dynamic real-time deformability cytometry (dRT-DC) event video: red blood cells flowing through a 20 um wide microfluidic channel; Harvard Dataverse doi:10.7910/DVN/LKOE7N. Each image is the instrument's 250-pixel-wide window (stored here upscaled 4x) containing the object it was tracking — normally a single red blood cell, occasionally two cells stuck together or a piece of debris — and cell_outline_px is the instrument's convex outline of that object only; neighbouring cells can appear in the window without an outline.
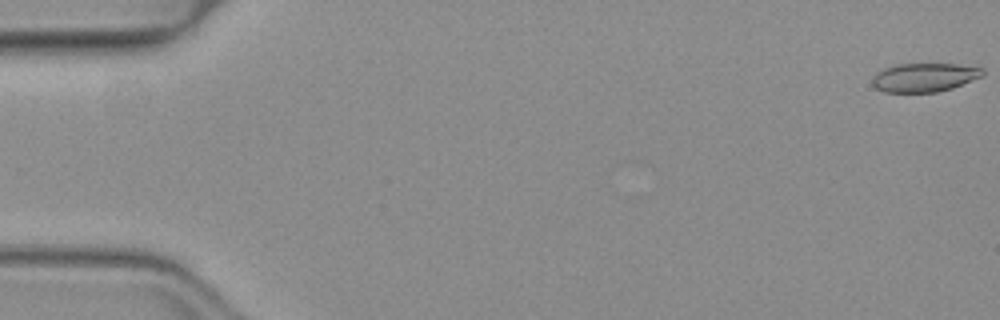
{"species": "common noctule bat (a hibernating species)", "species_latin": "Nyctalus noctula", "temperature_condition": "warm", "stored_images_in_passage": 52, "camera_frame_rate_fps": 3000, "um_per_image_px": 0.085, "animal": {"sex": "female", "body_mass_g": 19.3, "forearm_length_mm": 54.1}, "frame": {"image": 1, "passage_image": 1, "time_ms": 0.0, "image_size_px": [1000, 320], "cell_outline_px": [[984, 76], [952, 88], [936, 92], [884, 92], [876, 88], [872, 84], [872, 76], [876, 72], [884, 68], [896, 64], [956, 64], [980, 68], [984, 72]], "centroid_in_image_um": [78.54, 6.58], "position_along_channel_um": 6.5, "area_um2": 18.5}}
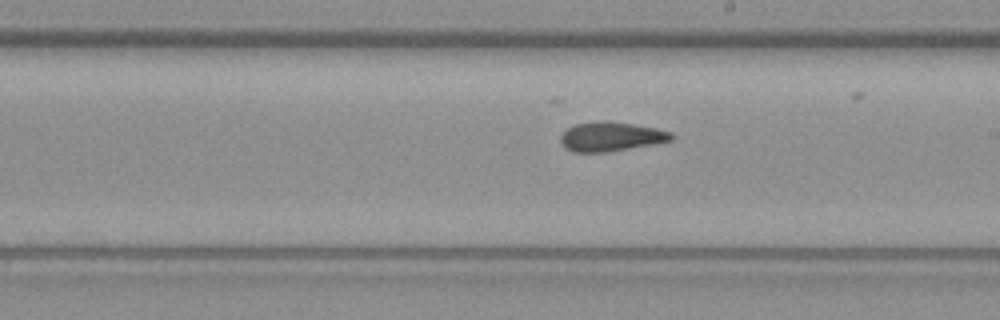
{"frame": {"image": 2, "passage_image": 30, "time_ms": 9.667, "image_size_px": [1000, 320], "cell_outline_px": [[672, 140], [652, 144], [604, 152], [572, 152], [564, 148], [560, 144], [560, 136], [568, 128], [576, 124], [596, 120], [604, 120], [632, 124], [656, 128], [672, 132]], "centroid_in_image_um": [51.87, 11.6], "position_along_channel_um": 237.1, "area_um2": 18.84}}
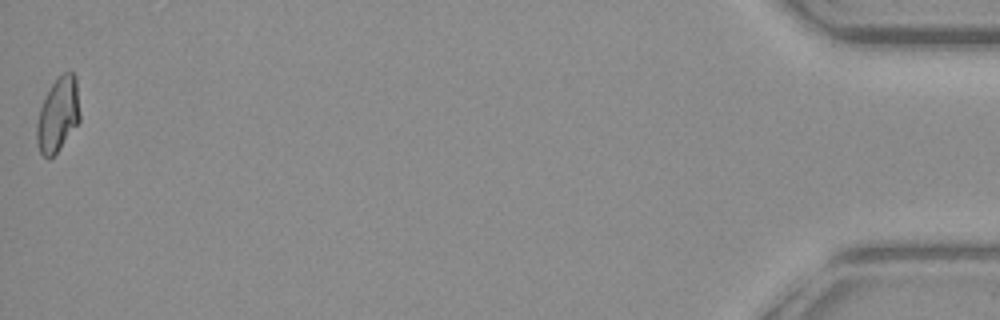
{"frame": {"image": 3, "passage_image": 52, "time_ms": 17.0, "image_size_px": [1000, 320], "cell_outline_px": [[80, 120], [60, 148], [48, 160], [40, 152], [36, 140], [36, 124], [40, 108], [52, 84], [64, 72], [72, 72], [76, 76], [80, 112]], "centroid_in_image_um": [4.93, 9.76], "position_along_channel_um": 430.3, "area_um2": 18.5}, "authors_computed_cell_mechanics": {"area_um2": 18.9873, "velocity_mm_per_s": 4.0213, "shape_relaxation_time_tau1_ms": 9.731, "shape_relaxation_time_tau2_ms": 2.3465, "deformation_change_tau1": 0.2054, "deformation_change_tau2": 0.1036}}